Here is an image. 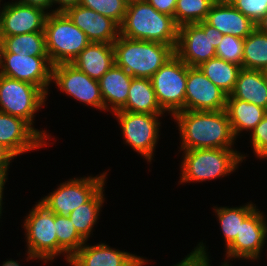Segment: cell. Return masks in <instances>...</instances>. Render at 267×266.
Masks as SVG:
<instances>
[{
    "label": "cell",
    "instance_id": "cell-1",
    "mask_svg": "<svg viewBox=\"0 0 267 266\" xmlns=\"http://www.w3.org/2000/svg\"><path fill=\"white\" fill-rule=\"evenodd\" d=\"M176 122L180 148L192 150L204 148L234 149L237 139L224 110L221 111H178L173 116Z\"/></svg>",
    "mask_w": 267,
    "mask_h": 266
},
{
    "label": "cell",
    "instance_id": "cell-2",
    "mask_svg": "<svg viewBox=\"0 0 267 266\" xmlns=\"http://www.w3.org/2000/svg\"><path fill=\"white\" fill-rule=\"evenodd\" d=\"M182 153L178 184L202 183L229 177L248 157L237 149L204 148L178 150Z\"/></svg>",
    "mask_w": 267,
    "mask_h": 266
},
{
    "label": "cell",
    "instance_id": "cell-3",
    "mask_svg": "<svg viewBox=\"0 0 267 266\" xmlns=\"http://www.w3.org/2000/svg\"><path fill=\"white\" fill-rule=\"evenodd\" d=\"M179 26L174 17L158 12L145 0H129L120 35L135 39L164 43L174 49Z\"/></svg>",
    "mask_w": 267,
    "mask_h": 266
},
{
    "label": "cell",
    "instance_id": "cell-4",
    "mask_svg": "<svg viewBox=\"0 0 267 266\" xmlns=\"http://www.w3.org/2000/svg\"><path fill=\"white\" fill-rule=\"evenodd\" d=\"M115 64L132 77H151L174 54V48L160 42L119 36L113 43Z\"/></svg>",
    "mask_w": 267,
    "mask_h": 266
},
{
    "label": "cell",
    "instance_id": "cell-5",
    "mask_svg": "<svg viewBox=\"0 0 267 266\" xmlns=\"http://www.w3.org/2000/svg\"><path fill=\"white\" fill-rule=\"evenodd\" d=\"M47 97L38 86L0 74V111L24 119L49 143L51 134L34 127V117L46 105Z\"/></svg>",
    "mask_w": 267,
    "mask_h": 266
},
{
    "label": "cell",
    "instance_id": "cell-6",
    "mask_svg": "<svg viewBox=\"0 0 267 266\" xmlns=\"http://www.w3.org/2000/svg\"><path fill=\"white\" fill-rule=\"evenodd\" d=\"M26 215L22 225L27 248L25 260L53 263L57 257L55 214L38 201Z\"/></svg>",
    "mask_w": 267,
    "mask_h": 266
},
{
    "label": "cell",
    "instance_id": "cell-7",
    "mask_svg": "<svg viewBox=\"0 0 267 266\" xmlns=\"http://www.w3.org/2000/svg\"><path fill=\"white\" fill-rule=\"evenodd\" d=\"M44 32L52 65L71 63L91 42L65 13L48 14Z\"/></svg>",
    "mask_w": 267,
    "mask_h": 266
},
{
    "label": "cell",
    "instance_id": "cell-8",
    "mask_svg": "<svg viewBox=\"0 0 267 266\" xmlns=\"http://www.w3.org/2000/svg\"><path fill=\"white\" fill-rule=\"evenodd\" d=\"M120 125L122 139L126 146L151 164L156 152L161 134L162 121L159 119L164 115L133 113L118 110L112 113ZM161 121V122H160Z\"/></svg>",
    "mask_w": 267,
    "mask_h": 266
},
{
    "label": "cell",
    "instance_id": "cell-9",
    "mask_svg": "<svg viewBox=\"0 0 267 266\" xmlns=\"http://www.w3.org/2000/svg\"><path fill=\"white\" fill-rule=\"evenodd\" d=\"M223 34L205 20L179 27L175 54L188 66L198 67L216 57Z\"/></svg>",
    "mask_w": 267,
    "mask_h": 266
},
{
    "label": "cell",
    "instance_id": "cell-10",
    "mask_svg": "<svg viewBox=\"0 0 267 266\" xmlns=\"http://www.w3.org/2000/svg\"><path fill=\"white\" fill-rule=\"evenodd\" d=\"M107 173L105 171L96 176L70 178L38 201L54 214L68 216L106 186Z\"/></svg>",
    "mask_w": 267,
    "mask_h": 266
},
{
    "label": "cell",
    "instance_id": "cell-11",
    "mask_svg": "<svg viewBox=\"0 0 267 266\" xmlns=\"http://www.w3.org/2000/svg\"><path fill=\"white\" fill-rule=\"evenodd\" d=\"M151 81L160 107L171 118L176 112L184 111L187 64L174 54L151 77Z\"/></svg>",
    "mask_w": 267,
    "mask_h": 266
},
{
    "label": "cell",
    "instance_id": "cell-12",
    "mask_svg": "<svg viewBox=\"0 0 267 266\" xmlns=\"http://www.w3.org/2000/svg\"><path fill=\"white\" fill-rule=\"evenodd\" d=\"M53 83L62 94L68 95L71 99L100 110V112L104 111V101L99 82L78 70L73 64L53 65L52 85Z\"/></svg>",
    "mask_w": 267,
    "mask_h": 266
},
{
    "label": "cell",
    "instance_id": "cell-13",
    "mask_svg": "<svg viewBox=\"0 0 267 266\" xmlns=\"http://www.w3.org/2000/svg\"><path fill=\"white\" fill-rule=\"evenodd\" d=\"M267 215L258 206L244 219L239 235L225 249L224 260L254 262L260 258L267 243ZM232 259V260H231Z\"/></svg>",
    "mask_w": 267,
    "mask_h": 266
},
{
    "label": "cell",
    "instance_id": "cell-14",
    "mask_svg": "<svg viewBox=\"0 0 267 266\" xmlns=\"http://www.w3.org/2000/svg\"><path fill=\"white\" fill-rule=\"evenodd\" d=\"M52 67L49 56L3 52L0 74L38 86L48 96L52 84Z\"/></svg>",
    "mask_w": 267,
    "mask_h": 266
},
{
    "label": "cell",
    "instance_id": "cell-15",
    "mask_svg": "<svg viewBox=\"0 0 267 266\" xmlns=\"http://www.w3.org/2000/svg\"><path fill=\"white\" fill-rule=\"evenodd\" d=\"M227 96L199 67L187 65L184 110L221 111L226 108Z\"/></svg>",
    "mask_w": 267,
    "mask_h": 266
},
{
    "label": "cell",
    "instance_id": "cell-16",
    "mask_svg": "<svg viewBox=\"0 0 267 266\" xmlns=\"http://www.w3.org/2000/svg\"><path fill=\"white\" fill-rule=\"evenodd\" d=\"M0 7V36H15L44 32L48 13L18 1L2 2Z\"/></svg>",
    "mask_w": 267,
    "mask_h": 266
},
{
    "label": "cell",
    "instance_id": "cell-17",
    "mask_svg": "<svg viewBox=\"0 0 267 266\" xmlns=\"http://www.w3.org/2000/svg\"><path fill=\"white\" fill-rule=\"evenodd\" d=\"M0 143L16 157L52 145L24 119L0 111ZM40 148V149H39Z\"/></svg>",
    "mask_w": 267,
    "mask_h": 266
},
{
    "label": "cell",
    "instance_id": "cell-18",
    "mask_svg": "<svg viewBox=\"0 0 267 266\" xmlns=\"http://www.w3.org/2000/svg\"><path fill=\"white\" fill-rule=\"evenodd\" d=\"M86 243L70 258L76 266H146L151 261L103 242Z\"/></svg>",
    "mask_w": 267,
    "mask_h": 266
},
{
    "label": "cell",
    "instance_id": "cell-19",
    "mask_svg": "<svg viewBox=\"0 0 267 266\" xmlns=\"http://www.w3.org/2000/svg\"><path fill=\"white\" fill-rule=\"evenodd\" d=\"M65 14L91 42L113 44L120 36V25L116 21L92 9L78 5L68 9Z\"/></svg>",
    "mask_w": 267,
    "mask_h": 266
},
{
    "label": "cell",
    "instance_id": "cell-20",
    "mask_svg": "<svg viewBox=\"0 0 267 266\" xmlns=\"http://www.w3.org/2000/svg\"><path fill=\"white\" fill-rule=\"evenodd\" d=\"M205 21L223 35L230 34L243 39L256 28V24L232 4L214 2Z\"/></svg>",
    "mask_w": 267,
    "mask_h": 266
},
{
    "label": "cell",
    "instance_id": "cell-21",
    "mask_svg": "<svg viewBox=\"0 0 267 266\" xmlns=\"http://www.w3.org/2000/svg\"><path fill=\"white\" fill-rule=\"evenodd\" d=\"M71 64L98 81L115 64L113 44L90 42Z\"/></svg>",
    "mask_w": 267,
    "mask_h": 266
},
{
    "label": "cell",
    "instance_id": "cell-22",
    "mask_svg": "<svg viewBox=\"0 0 267 266\" xmlns=\"http://www.w3.org/2000/svg\"><path fill=\"white\" fill-rule=\"evenodd\" d=\"M132 76L114 64L99 80L104 112L120 110L127 102Z\"/></svg>",
    "mask_w": 267,
    "mask_h": 266
},
{
    "label": "cell",
    "instance_id": "cell-23",
    "mask_svg": "<svg viewBox=\"0 0 267 266\" xmlns=\"http://www.w3.org/2000/svg\"><path fill=\"white\" fill-rule=\"evenodd\" d=\"M230 95L267 110V72L242 68Z\"/></svg>",
    "mask_w": 267,
    "mask_h": 266
},
{
    "label": "cell",
    "instance_id": "cell-24",
    "mask_svg": "<svg viewBox=\"0 0 267 266\" xmlns=\"http://www.w3.org/2000/svg\"><path fill=\"white\" fill-rule=\"evenodd\" d=\"M225 111L236 139L243 131L250 133L267 114L263 107L233 98L231 95L227 96Z\"/></svg>",
    "mask_w": 267,
    "mask_h": 266
},
{
    "label": "cell",
    "instance_id": "cell-25",
    "mask_svg": "<svg viewBox=\"0 0 267 266\" xmlns=\"http://www.w3.org/2000/svg\"><path fill=\"white\" fill-rule=\"evenodd\" d=\"M133 113L167 115L160 107L151 79L133 77L126 104L120 109Z\"/></svg>",
    "mask_w": 267,
    "mask_h": 266
},
{
    "label": "cell",
    "instance_id": "cell-26",
    "mask_svg": "<svg viewBox=\"0 0 267 266\" xmlns=\"http://www.w3.org/2000/svg\"><path fill=\"white\" fill-rule=\"evenodd\" d=\"M104 195L105 187L103 186L87 203L82 204L68 215L76 231L86 241L92 237L94 227L98 224L97 221L106 201Z\"/></svg>",
    "mask_w": 267,
    "mask_h": 266
},
{
    "label": "cell",
    "instance_id": "cell-27",
    "mask_svg": "<svg viewBox=\"0 0 267 266\" xmlns=\"http://www.w3.org/2000/svg\"><path fill=\"white\" fill-rule=\"evenodd\" d=\"M256 204L252 201L245 203V205L237 207L227 206H213V212L219 221L225 249L235 240L239 235L240 226L244 219L256 208Z\"/></svg>",
    "mask_w": 267,
    "mask_h": 266
},
{
    "label": "cell",
    "instance_id": "cell-28",
    "mask_svg": "<svg viewBox=\"0 0 267 266\" xmlns=\"http://www.w3.org/2000/svg\"><path fill=\"white\" fill-rule=\"evenodd\" d=\"M204 75L227 95L234 90L241 66L213 57L198 66Z\"/></svg>",
    "mask_w": 267,
    "mask_h": 266
},
{
    "label": "cell",
    "instance_id": "cell-29",
    "mask_svg": "<svg viewBox=\"0 0 267 266\" xmlns=\"http://www.w3.org/2000/svg\"><path fill=\"white\" fill-rule=\"evenodd\" d=\"M56 236H57V256H64L68 261L86 242V240L76 231L72 221L68 216L55 214Z\"/></svg>",
    "mask_w": 267,
    "mask_h": 266
},
{
    "label": "cell",
    "instance_id": "cell-30",
    "mask_svg": "<svg viewBox=\"0 0 267 266\" xmlns=\"http://www.w3.org/2000/svg\"><path fill=\"white\" fill-rule=\"evenodd\" d=\"M242 68L267 72V34L256 28L244 39Z\"/></svg>",
    "mask_w": 267,
    "mask_h": 266
},
{
    "label": "cell",
    "instance_id": "cell-31",
    "mask_svg": "<svg viewBox=\"0 0 267 266\" xmlns=\"http://www.w3.org/2000/svg\"><path fill=\"white\" fill-rule=\"evenodd\" d=\"M3 38L4 51L31 56H48L45 32H31Z\"/></svg>",
    "mask_w": 267,
    "mask_h": 266
},
{
    "label": "cell",
    "instance_id": "cell-32",
    "mask_svg": "<svg viewBox=\"0 0 267 266\" xmlns=\"http://www.w3.org/2000/svg\"><path fill=\"white\" fill-rule=\"evenodd\" d=\"M214 0H177L174 19L180 27L206 20Z\"/></svg>",
    "mask_w": 267,
    "mask_h": 266
},
{
    "label": "cell",
    "instance_id": "cell-33",
    "mask_svg": "<svg viewBox=\"0 0 267 266\" xmlns=\"http://www.w3.org/2000/svg\"><path fill=\"white\" fill-rule=\"evenodd\" d=\"M129 0H81L80 5L122 24Z\"/></svg>",
    "mask_w": 267,
    "mask_h": 266
},
{
    "label": "cell",
    "instance_id": "cell-34",
    "mask_svg": "<svg viewBox=\"0 0 267 266\" xmlns=\"http://www.w3.org/2000/svg\"><path fill=\"white\" fill-rule=\"evenodd\" d=\"M244 39L226 34L216 48V57L242 67Z\"/></svg>",
    "mask_w": 267,
    "mask_h": 266
},
{
    "label": "cell",
    "instance_id": "cell-35",
    "mask_svg": "<svg viewBox=\"0 0 267 266\" xmlns=\"http://www.w3.org/2000/svg\"><path fill=\"white\" fill-rule=\"evenodd\" d=\"M250 146L259 160L267 159V114L250 132Z\"/></svg>",
    "mask_w": 267,
    "mask_h": 266
},
{
    "label": "cell",
    "instance_id": "cell-36",
    "mask_svg": "<svg viewBox=\"0 0 267 266\" xmlns=\"http://www.w3.org/2000/svg\"><path fill=\"white\" fill-rule=\"evenodd\" d=\"M232 5L255 24L267 13V0H236Z\"/></svg>",
    "mask_w": 267,
    "mask_h": 266
},
{
    "label": "cell",
    "instance_id": "cell-37",
    "mask_svg": "<svg viewBox=\"0 0 267 266\" xmlns=\"http://www.w3.org/2000/svg\"><path fill=\"white\" fill-rule=\"evenodd\" d=\"M207 248L202 240L180 262L171 266H211L212 260L209 259L211 256Z\"/></svg>",
    "mask_w": 267,
    "mask_h": 266
},
{
    "label": "cell",
    "instance_id": "cell-38",
    "mask_svg": "<svg viewBox=\"0 0 267 266\" xmlns=\"http://www.w3.org/2000/svg\"><path fill=\"white\" fill-rule=\"evenodd\" d=\"M14 158L17 157L8 148L0 143V177L8 178V171Z\"/></svg>",
    "mask_w": 267,
    "mask_h": 266
},
{
    "label": "cell",
    "instance_id": "cell-39",
    "mask_svg": "<svg viewBox=\"0 0 267 266\" xmlns=\"http://www.w3.org/2000/svg\"><path fill=\"white\" fill-rule=\"evenodd\" d=\"M158 12L174 17L177 0H145Z\"/></svg>",
    "mask_w": 267,
    "mask_h": 266
},
{
    "label": "cell",
    "instance_id": "cell-40",
    "mask_svg": "<svg viewBox=\"0 0 267 266\" xmlns=\"http://www.w3.org/2000/svg\"><path fill=\"white\" fill-rule=\"evenodd\" d=\"M52 2L53 13H65L68 9L80 5L81 0H52Z\"/></svg>",
    "mask_w": 267,
    "mask_h": 266
},
{
    "label": "cell",
    "instance_id": "cell-41",
    "mask_svg": "<svg viewBox=\"0 0 267 266\" xmlns=\"http://www.w3.org/2000/svg\"><path fill=\"white\" fill-rule=\"evenodd\" d=\"M20 3L30 5L33 7L40 8L48 14L53 13V2L52 0H16ZM51 9V10H50Z\"/></svg>",
    "mask_w": 267,
    "mask_h": 266
},
{
    "label": "cell",
    "instance_id": "cell-42",
    "mask_svg": "<svg viewBox=\"0 0 267 266\" xmlns=\"http://www.w3.org/2000/svg\"><path fill=\"white\" fill-rule=\"evenodd\" d=\"M8 178H5V177H0V219L2 218L1 216L3 215V198L5 197L4 196V190H5V185H6V182H7ZM2 221V220H0Z\"/></svg>",
    "mask_w": 267,
    "mask_h": 266
},
{
    "label": "cell",
    "instance_id": "cell-43",
    "mask_svg": "<svg viewBox=\"0 0 267 266\" xmlns=\"http://www.w3.org/2000/svg\"><path fill=\"white\" fill-rule=\"evenodd\" d=\"M256 29L261 33L267 34V13L258 23H256Z\"/></svg>",
    "mask_w": 267,
    "mask_h": 266
},
{
    "label": "cell",
    "instance_id": "cell-44",
    "mask_svg": "<svg viewBox=\"0 0 267 266\" xmlns=\"http://www.w3.org/2000/svg\"><path fill=\"white\" fill-rule=\"evenodd\" d=\"M1 266H21L17 260L6 259Z\"/></svg>",
    "mask_w": 267,
    "mask_h": 266
},
{
    "label": "cell",
    "instance_id": "cell-45",
    "mask_svg": "<svg viewBox=\"0 0 267 266\" xmlns=\"http://www.w3.org/2000/svg\"><path fill=\"white\" fill-rule=\"evenodd\" d=\"M3 51H4L3 38L0 36V69L2 66Z\"/></svg>",
    "mask_w": 267,
    "mask_h": 266
},
{
    "label": "cell",
    "instance_id": "cell-46",
    "mask_svg": "<svg viewBox=\"0 0 267 266\" xmlns=\"http://www.w3.org/2000/svg\"><path fill=\"white\" fill-rule=\"evenodd\" d=\"M234 1L236 0H214V2L220 3V4H232Z\"/></svg>",
    "mask_w": 267,
    "mask_h": 266
},
{
    "label": "cell",
    "instance_id": "cell-47",
    "mask_svg": "<svg viewBox=\"0 0 267 266\" xmlns=\"http://www.w3.org/2000/svg\"><path fill=\"white\" fill-rule=\"evenodd\" d=\"M219 266H233V265L230 263V260H223V262H221Z\"/></svg>",
    "mask_w": 267,
    "mask_h": 266
},
{
    "label": "cell",
    "instance_id": "cell-48",
    "mask_svg": "<svg viewBox=\"0 0 267 266\" xmlns=\"http://www.w3.org/2000/svg\"><path fill=\"white\" fill-rule=\"evenodd\" d=\"M66 263L69 265V266H76L70 259L68 261H66Z\"/></svg>",
    "mask_w": 267,
    "mask_h": 266
}]
</instances>
